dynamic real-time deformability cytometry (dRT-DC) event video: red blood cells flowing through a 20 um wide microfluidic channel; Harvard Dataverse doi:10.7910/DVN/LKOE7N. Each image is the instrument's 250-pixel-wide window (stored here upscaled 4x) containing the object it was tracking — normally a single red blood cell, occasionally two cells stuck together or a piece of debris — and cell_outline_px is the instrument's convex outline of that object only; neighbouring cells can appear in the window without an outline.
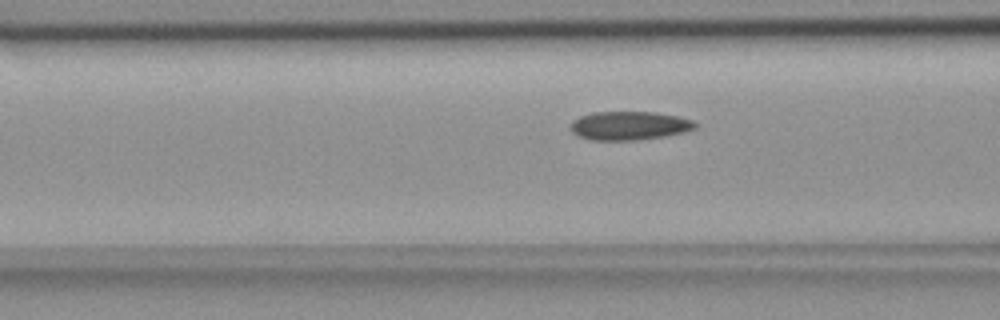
{"species": "common noctule bat (a hibernating species)", "species_latin": "Nyctalus noctula", "temperature_condition": "room temperature", "stored_images_in_passage": 56, "camera_frame_rate_fps": 3000, "um_per_image_px": 0.085, "animal": {"sex": "female", "body_mass_g": 18.4}, "frame": {"image": 1, "passage_image": 22, "time_ms": 7.0, "image_size_px": [1000, 320], "cell_outline_px": [[700, 124], [696, 128], [684, 132], [664, 136], [636, 140], [588, 140], [576, 136], [572, 132], [572, 120], [580, 116], [592, 112], [656, 112], [676, 116], [692, 120]], "centroid_in_image_um": [53.48, 10.68], "position_along_channel_um": 113.1, "area_um2": 20.92}}
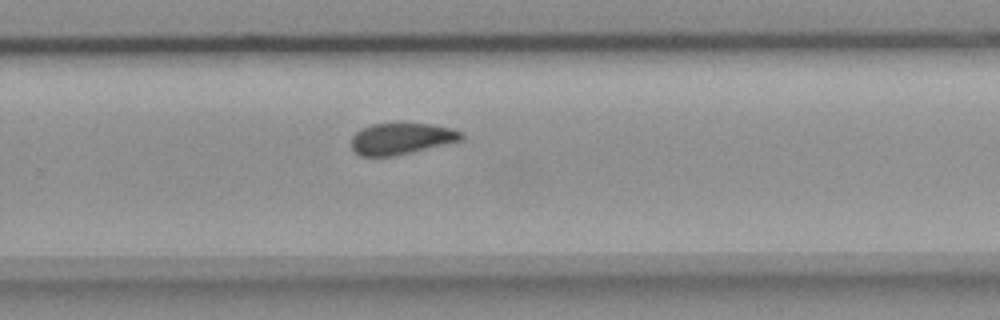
{"frame": {"image": 2, "passage_image": 37, "time_ms": 12.0, "image_size_px": [1000, 320], "cell_outline_px": [[464, 140], [392, 156], [360, 156], [352, 148], [352, 136], [356, 132], [372, 124], [400, 120], [428, 124], [452, 128], [460, 132], [464, 136]], "centroid_in_image_um": [34.12, 11.74], "position_along_channel_um": 295.7, "area_um2": 20.58}}
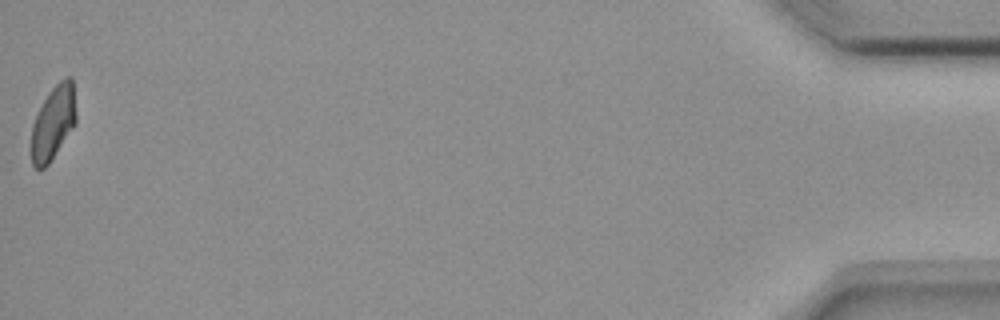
{"frame": {"image": 3, "passage_image": 56, "time_ms": 18.333, "image_size_px": [1000, 320], "cell_outline_px": [[76, 124], [48, 164], [44, 168], [36, 168], [32, 164], [32, 124], [48, 92], [60, 80], [68, 76], [72, 76], [76, 112]], "centroid_in_image_um": [4.55, 10.4], "position_along_channel_um": 430.7, "area_um2": 19.07}, "authors_computed_cell_mechanics": {"area_um2": 20.6346, "velocity_mm_per_s": 3.663, "shape_relaxation_time_tau1_ms": 11.1169, "shape_relaxation_time_tau2_ms": 3.0035, "deformation_change_tau1": 0.1537, "deformation_change_tau2": 0.0818}}